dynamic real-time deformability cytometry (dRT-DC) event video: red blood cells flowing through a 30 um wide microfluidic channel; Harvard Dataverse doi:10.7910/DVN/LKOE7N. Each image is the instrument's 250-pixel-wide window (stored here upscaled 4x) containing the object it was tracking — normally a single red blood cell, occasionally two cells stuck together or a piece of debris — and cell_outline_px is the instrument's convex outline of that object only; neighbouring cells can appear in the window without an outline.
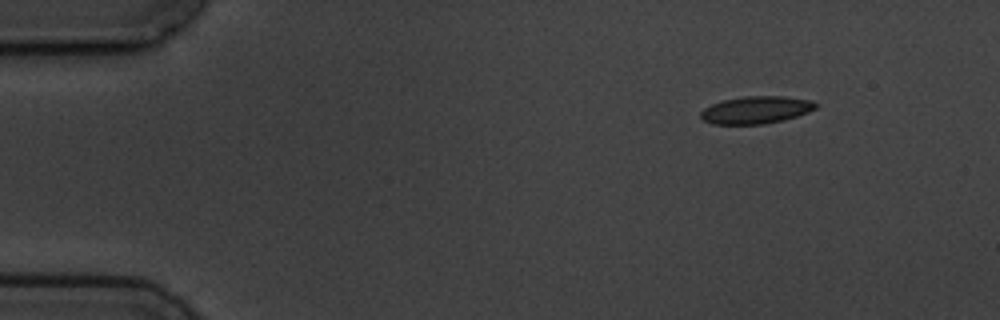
{"species": "common noctule bat (a hibernating species)", "species_latin": "Nyctalus noctula", "temperature_condition": "cold", "stored_images_in_passage": 4, "camera_frame_rate_fps": 3000, "um_per_image_px": 0.085, "animal": {"sex": "male", "body_mass_g": 19.5, "forearm_length_mm": 54.6}, "frame": {"image": 1, "passage_image": 1, "time_ms": 0.0, "image_size_px": [1000, 320], "cell_outline_px": [[820, 104], [816, 108], [808, 112], [784, 120], [764, 124], [712, 124], [704, 120], [700, 116], [700, 112], [704, 108], [712, 104], [724, 100], [744, 96], [784, 96], [808, 100]], "centroid_in_image_um": [64.27, 9.34], "position_along_channel_um": 20.7, "area_um2": 18.32}}
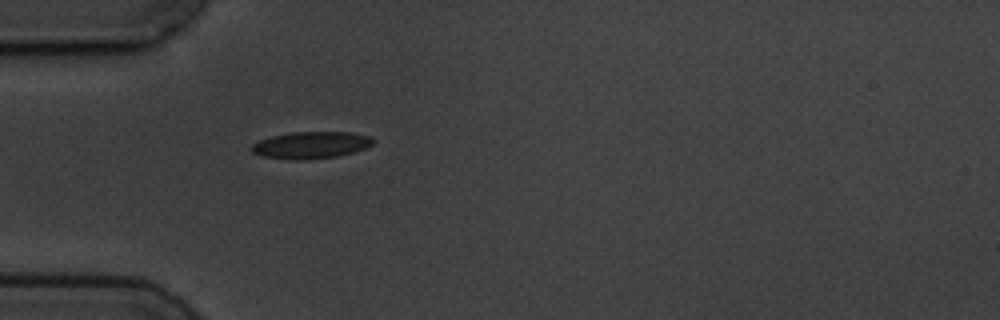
{"frame": {"image": 2, "passage_image": 4, "time_ms": 3.333, "image_size_px": [1000, 320], "cell_outline_px": [[376, 140], [372, 144], [364, 148], [352, 152], [336, 156], [296, 160], [264, 156], [252, 152], [248, 148], [252, 144], [260, 140], [272, 136], [292, 132], [352, 132], [368, 136]], "centroid_in_image_um": [26.41, 12.32], "position_along_channel_um": 58.6, "area_um2": 18.79}}